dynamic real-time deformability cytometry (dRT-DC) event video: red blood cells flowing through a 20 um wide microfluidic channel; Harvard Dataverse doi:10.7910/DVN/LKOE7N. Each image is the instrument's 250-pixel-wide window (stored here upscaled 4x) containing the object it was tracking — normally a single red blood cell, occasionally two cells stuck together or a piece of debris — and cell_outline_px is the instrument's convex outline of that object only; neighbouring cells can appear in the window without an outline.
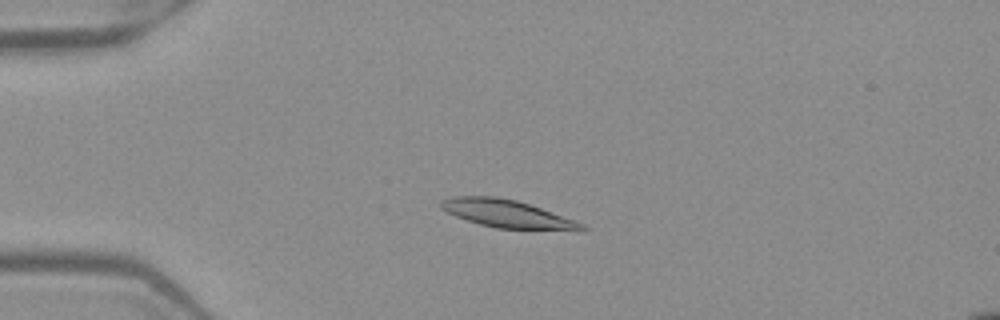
{"species": "Egyptian fruit bat (a non-hibernating species)", "species_latin": "Rousettus aegyptiacus", "temperature_condition": "warm", "stored_images_in_passage": 53, "camera_frame_rate_fps": 3000, "um_per_image_px": 0.085, "frame": {"image": 1, "passage_image": 14, "time_ms": 4.333, "image_size_px": [1000, 320], "cell_outline_px": [[588, 228], [496, 228], [480, 224], [456, 216], [440, 208], [440, 200], [452, 196], [496, 196], [516, 200], [540, 208], [584, 224]], "centroid_in_image_um": [42.91, 18.12], "position_along_channel_um": 42.1, "area_um2": 21.68}}
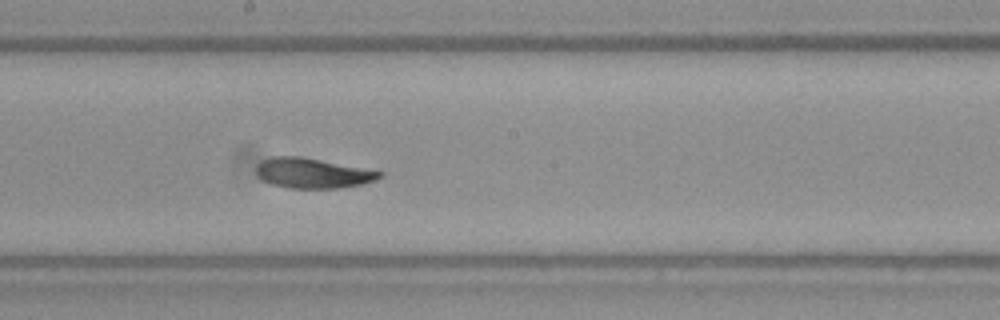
{"frame": {"image": 2, "passage_image": 30, "time_ms": 9.667, "image_size_px": [1000, 320], "cell_outline_px": [[384, 176], [376, 180], [360, 184], [336, 188], [288, 188], [272, 184], [264, 180], [256, 172], [256, 164], [272, 156], [300, 156], [384, 172]], "centroid_in_image_um": [26.57, 14.71], "position_along_channel_um": 221.6, "area_um2": 21.39}}
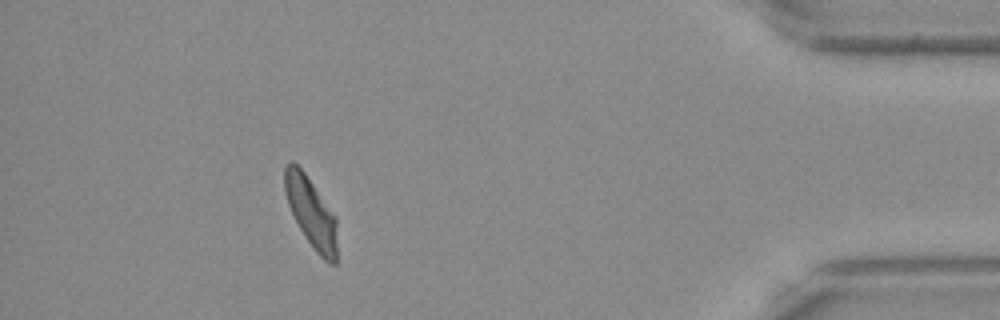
{"frame": {"image": 3, "passage_image": 48, "time_ms": 15.667, "image_size_px": [1000, 320], "cell_outline_px": [[336, 264], [328, 264], [316, 252], [300, 228], [288, 204], [284, 192], [284, 168], [292, 160], [304, 172], [336, 216]], "centroid_in_image_um": [26.44, 18.06], "position_along_channel_um": 408.8, "area_um2": 21.1}, "authors_computed_cell_mechanics": {"area_um2": 22.4842, "velocity_mm_per_s": 3.9629, "shape_relaxation_time_tau1_ms": 2.9445, "shape_relaxation_time_tau2_ms": 1.2762, "deformation_change_tau1": 0.1555, "deformation_change_tau2": 0.0733}}